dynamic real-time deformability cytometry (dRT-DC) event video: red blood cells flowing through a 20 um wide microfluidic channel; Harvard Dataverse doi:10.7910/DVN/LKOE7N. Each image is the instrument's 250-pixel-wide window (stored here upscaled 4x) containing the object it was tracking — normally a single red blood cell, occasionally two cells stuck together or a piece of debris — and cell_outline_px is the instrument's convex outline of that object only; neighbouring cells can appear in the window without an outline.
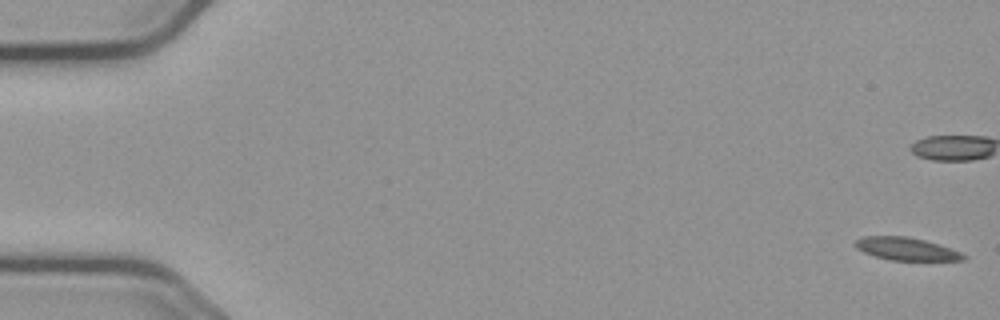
{"species": "common noctule bat (a hibernating species)", "species_latin": "Nyctalus noctula", "temperature_condition": "cold", "stored_images_in_passage": 57, "camera_frame_rate_fps": 3000, "um_per_image_px": 0.085, "animal": {"sex": "male", "body_mass_g": 23.1, "forearm_length_mm": 52.7}, "frame": {"image": 1, "passage_image": 1, "time_ms": 0.0, "image_size_px": [1000, 320], "cell_outline_px": [[968, 256], [964, 260], [892, 260], [876, 256], [864, 252], [856, 248], [852, 244], [856, 240], [864, 236], [908, 236], [924, 240], [960, 252]], "centroid_in_image_um": [77.0, 21.15], "position_along_channel_um": 8.0, "area_um2": 14.16}, "authors_computed_cell_mechanics": {"area_um2": 14.9702, "velocity_mm_per_s": 3.6743, "shape_relaxation_time_tau1_ms": 5.4969, "shape_relaxation_time_tau2_ms": 4.5108, "deformation_change_tau1": 0.1339, "deformation_change_tau2": 0.1051}}